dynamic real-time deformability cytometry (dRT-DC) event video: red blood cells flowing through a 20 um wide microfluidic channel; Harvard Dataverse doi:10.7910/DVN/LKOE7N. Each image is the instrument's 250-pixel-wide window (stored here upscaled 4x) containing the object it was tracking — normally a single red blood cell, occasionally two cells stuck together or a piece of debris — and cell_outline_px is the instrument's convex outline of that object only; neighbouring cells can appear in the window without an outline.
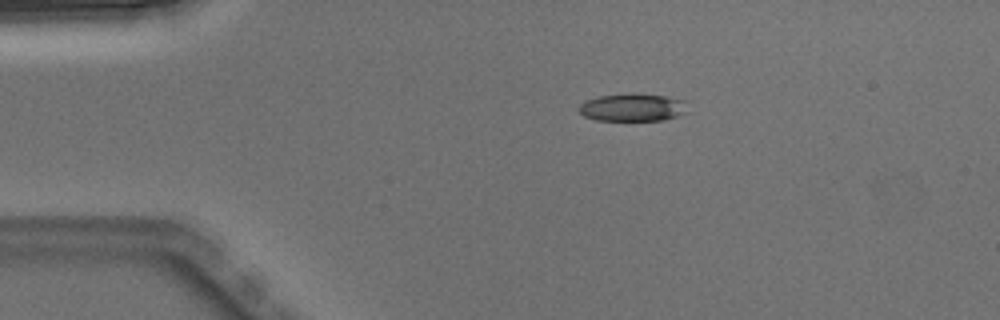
{"species": "Egyptian fruit bat (a non-hibernating species)", "species_latin": "Rousettus aegyptiacus", "temperature_condition": "warm", "stored_images_in_passage": 2, "camera_frame_rate_fps": 3000, "um_per_image_px": 0.085, "animal": {"sex": "male"}, "frame": {"image": 1, "passage_image": 1, "time_ms": 0.0, "image_size_px": [1000, 320], "cell_outline_px": [[688, 112], [676, 116], [660, 120], [596, 120], [584, 116], [576, 108], [584, 100], [600, 96], [628, 92], [668, 96], [684, 100]], "centroid_in_image_um": [53.74, 9.11], "position_along_channel_um": 31.3, "area_um2": 17.8}}